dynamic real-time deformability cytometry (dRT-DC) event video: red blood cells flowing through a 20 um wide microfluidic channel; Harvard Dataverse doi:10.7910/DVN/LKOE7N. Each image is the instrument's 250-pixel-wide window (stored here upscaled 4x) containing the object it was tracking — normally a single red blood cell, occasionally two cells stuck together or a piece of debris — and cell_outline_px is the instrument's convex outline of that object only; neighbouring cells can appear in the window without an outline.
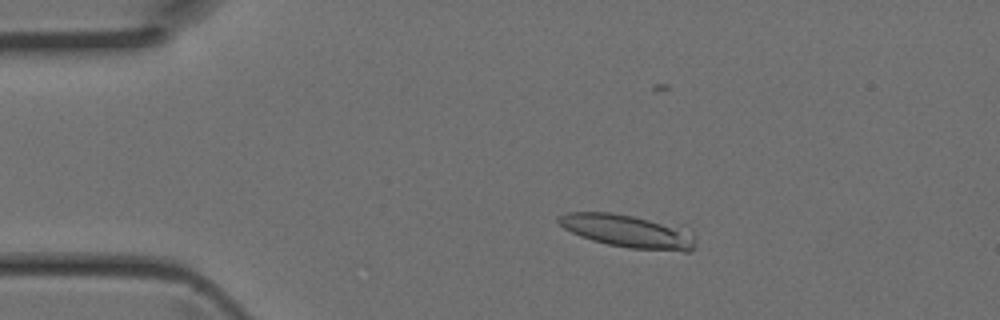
{"species": "Egyptian fruit bat (a non-hibernating species)", "species_latin": "Rousettus aegyptiacus", "temperature_condition": "room temperature", "stored_images_in_passage": 43, "camera_frame_rate_fps": 3000, "um_per_image_px": 0.085, "animal": {"sex": "female"}, "frame": {"image": 1, "passage_image": 9, "time_ms": 2.667, "image_size_px": [1000, 320], "cell_outline_px": [[692, 252], [684, 252], [628, 248], [608, 244], [592, 240], [580, 236], [564, 228], [556, 220], [556, 216], [564, 212], [608, 212], [688, 224], [692, 228]], "centroid_in_image_um": [53.47, 19.62], "position_along_channel_um": 31.5, "area_um2": 27.34}}
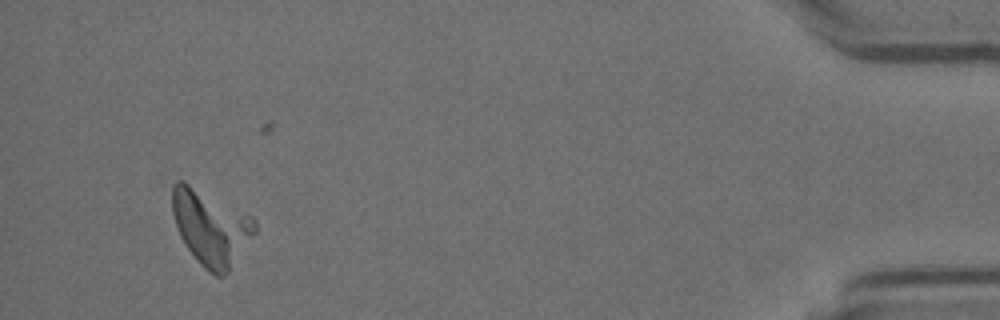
{"frame": {"image": 2, "passage_image": 42, "time_ms": 13.667, "image_size_px": [1000, 320], "cell_outline_px": [[256, 232], [228, 272], [224, 276], [216, 276], [208, 272], [200, 264], [188, 248], [180, 236], [172, 212], [172, 184], [176, 180], [180, 180], [252, 216], [256, 220]], "centroid_in_image_um": [17.92, 19.36], "position_along_channel_um": 417.3, "area_um2": 35.55}}